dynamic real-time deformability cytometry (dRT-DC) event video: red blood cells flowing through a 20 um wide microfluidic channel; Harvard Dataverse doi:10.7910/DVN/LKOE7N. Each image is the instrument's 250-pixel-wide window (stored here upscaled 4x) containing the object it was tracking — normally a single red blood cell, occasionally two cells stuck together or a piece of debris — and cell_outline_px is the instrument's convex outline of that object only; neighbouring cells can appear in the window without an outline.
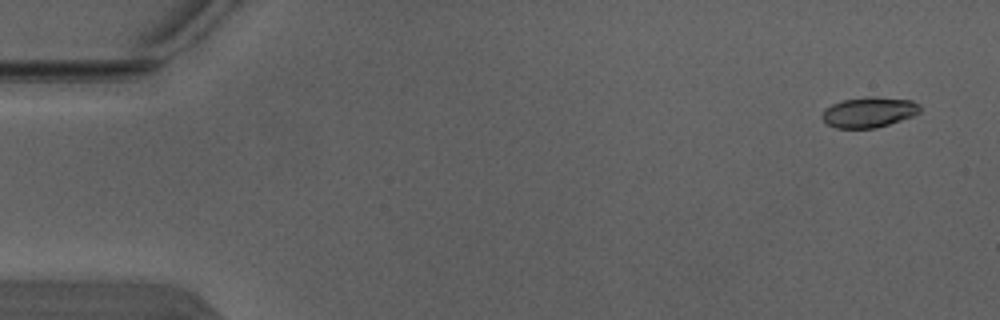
{"species": "Egyptian fruit bat (a non-hibernating species)", "species_latin": "Rousettus aegyptiacus", "temperature_condition": "warm", "stored_images_in_passage": 5, "camera_frame_rate_fps": 3000, "um_per_image_px": 0.085, "animal": {"sex": "male"}, "frame": {"image": 1, "passage_image": 1, "time_ms": 0.0, "image_size_px": [1000, 320], "cell_outline_px": [[920, 112], [912, 116], [876, 128], [836, 128], [828, 124], [820, 116], [824, 108], [832, 104], [844, 100], [868, 96], [876, 96], [912, 100], [920, 104]], "centroid_in_image_um": [73.85, 9.52], "position_along_channel_um": 11.1, "area_um2": 17.4}}